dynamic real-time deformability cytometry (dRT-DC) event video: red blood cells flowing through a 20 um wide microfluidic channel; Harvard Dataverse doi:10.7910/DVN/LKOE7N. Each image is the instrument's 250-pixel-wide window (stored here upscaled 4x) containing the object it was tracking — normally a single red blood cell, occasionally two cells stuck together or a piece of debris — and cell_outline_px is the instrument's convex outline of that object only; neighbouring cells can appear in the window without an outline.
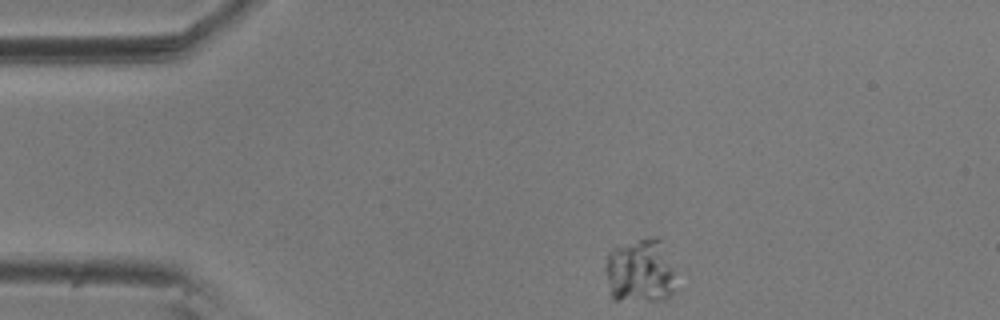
{"species": "common noctule bat (a hibernating species)", "species_latin": "Nyctalus noctula", "temperature_condition": "room temperature", "stored_images_in_passage": 48, "camera_frame_rate_fps": 3000, "um_per_image_px": 0.085, "animal": {"sex": "male", "body_mass_g": 20.5, "forearm_length_mm": 52.5}, "frame": {"image": 1, "passage_image": 1, "time_ms": 0.0, "image_size_px": [1000, 320], "cell_outline_px": [[672, 292], [664, 300], [612, 300], [608, 292], [604, 272], [604, 268], [608, 252], [616, 244], [648, 236], [656, 236], [660, 240], [672, 272]], "centroid_in_image_um": [54.27, 23.01], "position_along_channel_um": 30.7, "area_um2": 26.47}}
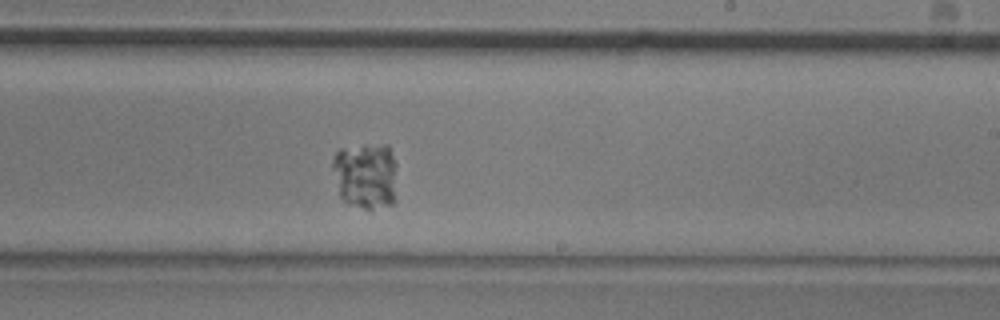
{"frame": {"image": 2, "passage_image": 25, "time_ms": 8.0, "image_size_px": [1000, 320], "cell_outline_px": [[396, 200], [392, 204], [368, 212], [348, 204], [340, 196], [332, 168], [332, 160], [336, 152], [340, 148], [364, 144], [388, 144], [396, 164]], "centroid_in_image_um": [31.1, 14.95], "position_along_channel_um": 257.9, "area_um2": 26.01}}
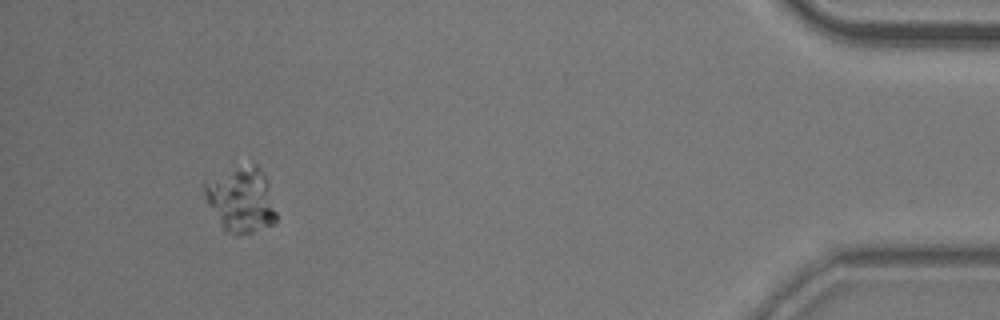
{"frame": {"image": 3, "passage_image": 44, "time_ms": 14.333, "image_size_px": [1000, 320], "cell_outline_px": [[276, 224], [252, 232], [236, 236], [232, 236], [224, 232], [208, 204], [204, 192], [204, 184], [240, 168], [252, 164], [256, 164], [260, 168], [268, 184], [276, 212]], "centroid_in_image_um": [20.53, 17.09], "position_along_channel_um": 414.7, "area_um2": 26.53}}